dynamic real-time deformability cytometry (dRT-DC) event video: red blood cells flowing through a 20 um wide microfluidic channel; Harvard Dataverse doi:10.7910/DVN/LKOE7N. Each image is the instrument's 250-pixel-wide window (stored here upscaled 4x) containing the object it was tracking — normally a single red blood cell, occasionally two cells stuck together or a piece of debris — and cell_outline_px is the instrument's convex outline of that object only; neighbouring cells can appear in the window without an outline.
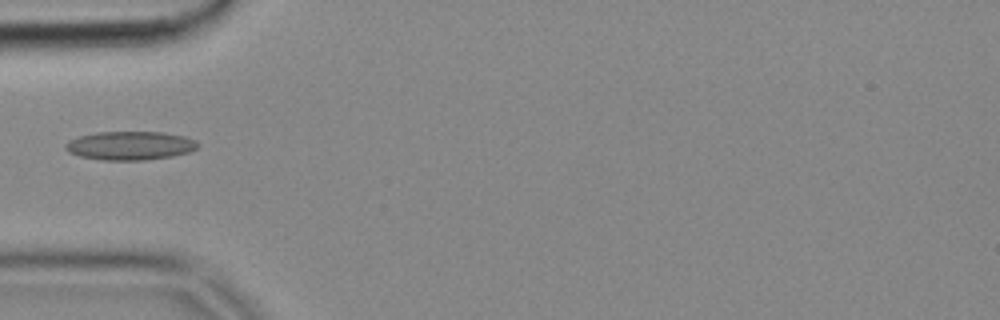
{"species": "common noctule bat (a hibernating species)", "species_latin": "Nyctalus noctula", "temperature_condition": "cold", "stored_images_in_passage": 4, "camera_frame_rate_fps": 3000, "um_per_image_px": 0.085, "animal": {"sex": "female", "body_mass_g": 18.4}, "frame": {"image": 1, "passage_image": 2, "time_ms": 0.333, "image_size_px": [1000, 320], "cell_outline_px": [[200, 144], [196, 148], [188, 152], [172, 156], [144, 160], [100, 160], [80, 156], [68, 152], [64, 148], [64, 144], [68, 140], [80, 136], [96, 132], [160, 132], [184, 136], [196, 140]], "centroid_in_image_um": [11.03, 12.38], "position_along_channel_um": 74.0, "area_um2": 22.14}}
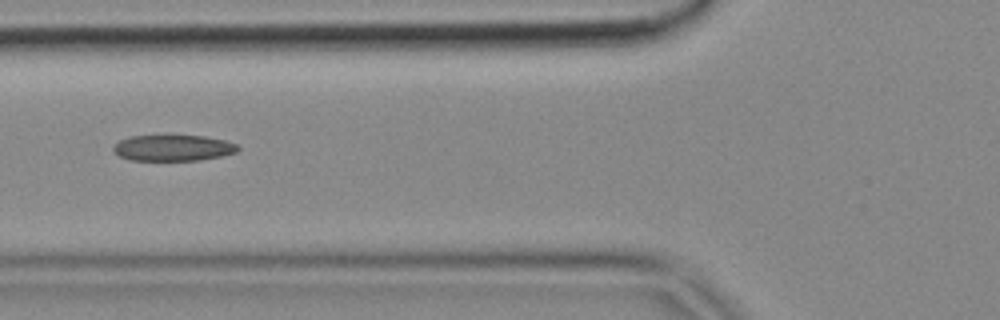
{"frame": {"image": 2, "passage_image": 3, "time_ms": 0.667, "image_size_px": [1000, 320], "cell_outline_px": [[240, 148], [236, 152], [220, 156], [200, 160], [128, 160], [112, 152], [112, 148], [120, 140], [128, 136], [204, 136], [224, 140], [236, 144]], "centroid_in_image_um": [14.68, 12.58], "position_along_channel_um": 111.1, "area_um2": 18.79}}